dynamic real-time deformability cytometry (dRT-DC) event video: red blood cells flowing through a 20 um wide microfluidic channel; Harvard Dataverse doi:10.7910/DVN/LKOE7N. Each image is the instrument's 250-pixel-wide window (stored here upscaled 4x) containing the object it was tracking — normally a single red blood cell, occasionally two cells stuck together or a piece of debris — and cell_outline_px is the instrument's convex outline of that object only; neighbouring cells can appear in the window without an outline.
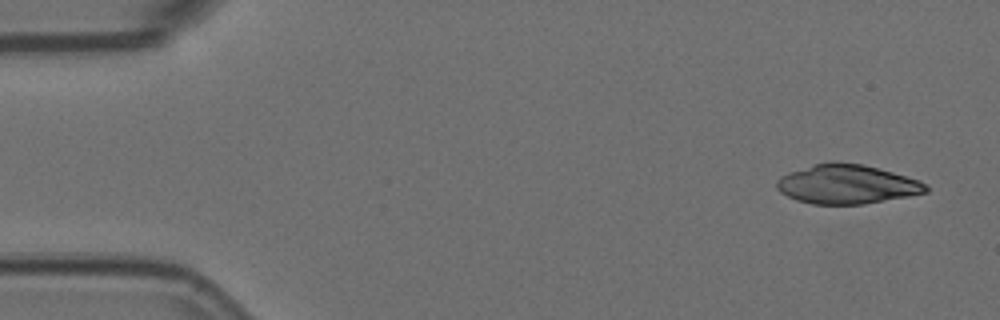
{"species": "Egyptian fruit bat (a non-hibernating species)", "species_latin": "Rousettus aegyptiacus", "temperature_condition": "room temperature", "stored_images_in_passage": 6, "camera_frame_rate_fps": 3000, "um_per_image_px": 0.085, "animal": {"sex": "female"}, "frame": {"image": 1, "passage_image": 1, "time_ms": 0.0, "image_size_px": [1000, 320], "cell_outline_px": [[928, 192], [908, 196], [864, 204], [812, 204], [796, 200], [780, 192], [776, 188], [776, 180], [780, 176], [816, 164], [832, 160], [864, 164], [920, 180], [928, 188]], "centroid_in_image_um": [71.98, 15.66], "position_along_channel_um": 13.0, "area_um2": 33.99}}